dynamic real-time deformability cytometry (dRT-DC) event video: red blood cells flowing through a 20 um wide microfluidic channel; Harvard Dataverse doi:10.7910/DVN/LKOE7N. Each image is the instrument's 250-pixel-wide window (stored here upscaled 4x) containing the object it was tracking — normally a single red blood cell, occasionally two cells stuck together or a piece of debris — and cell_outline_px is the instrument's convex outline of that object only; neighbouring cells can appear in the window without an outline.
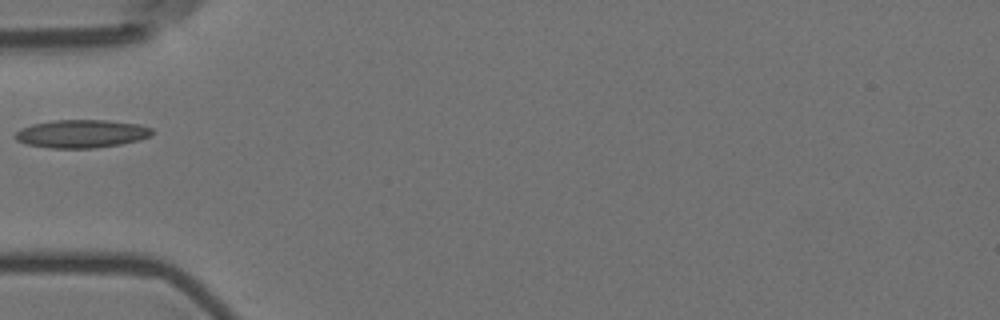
{"species": "Egyptian fruit bat (a non-hibernating species)", "species_latin": "Rousettus aegyptiacus", "temperature_condition": "room temperature", "stored_images_in_passage": 1, "camera_frame_rate_fps": 3000, "um_per_image_px": 0.085, "animal": {"sex": "female"}, "frame": {"image": 1, "passage_image": 1, "time_ms": 0.0, "image_size_px": [1000, 320], "cell_outline_px": [[156, 132], [140, 140], [120, 144], [92, 148], [52, 148], [28, 144], [16, 140], [12, 136], [20, 128], [32, 124], [52, 120], [108, 120], [140, 124], [152, 128]], "centroid_in_image_um": [6.93, 11.36], "position_along_channel_um": 78.1, "area_um2": 22.54}}